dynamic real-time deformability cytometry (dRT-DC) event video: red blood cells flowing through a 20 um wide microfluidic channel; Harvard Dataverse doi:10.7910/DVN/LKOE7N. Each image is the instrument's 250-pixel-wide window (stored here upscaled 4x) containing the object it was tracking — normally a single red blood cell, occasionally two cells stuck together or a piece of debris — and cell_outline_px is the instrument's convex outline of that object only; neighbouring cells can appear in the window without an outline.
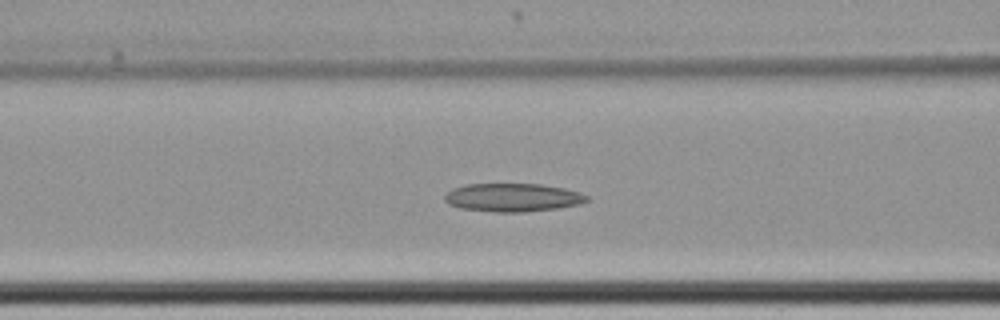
{"species": "common noctule bat (a hibernating species)", "species_latin": "Nyctalus noctula", "temperature_condition": "cold", "stored_images_in_passage": 46, "segment_of_instrument_passage": [1, 2], "camera_frame_rate_fps": 3000, "um_per_image_px": 0.085, "animal": {"sex": "female", "body_mass_g": 22.7, "forearm_length_mm": 54.2}, "frame": {"image": 1, "passage_image": 22, "time_ms": 7.0, "image_size_px": [1000, 320], "cell_outline_px": [[588, 200], [580, 204], [556, 208], [524, 212], [496, 212], [460, 208], [448, 204], [444, 200], [444, 196], [452, 188], [464, 184], [540, 184], [564, 188], [580, 192], [588, 196]], "centroid_in_image_um": [43.56, 16.78], "position_along_channel_um": 123.0, "area_um2": 23.47}}
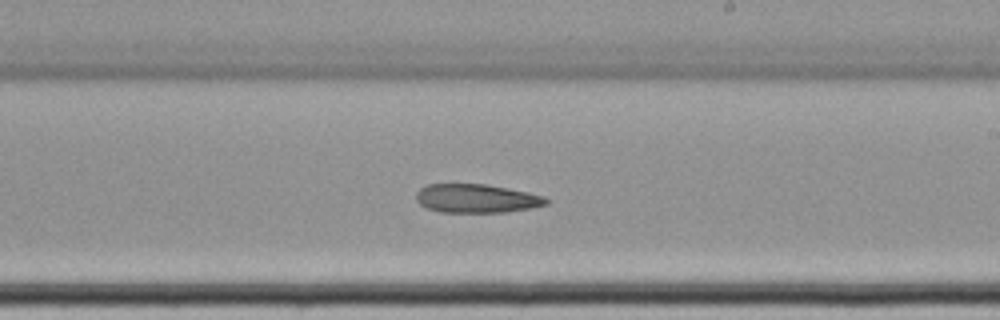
{"frame": {"image": 2, "passage_image": 33, "time_ms": 10.667, "image_size_px": [1000, 320], "cell_outline_px": [[548, 204], [532, 208], [504, 212], [440, 212], [428, 208], [420, 204], [416, 200], [416, 192], [420, 188], [428, 184], [484, 184], [528, 192], [544, 196], [548, 200]], "centroid_in_image_um": [40.5, 16.87], "position_along_channel_um": 248.5, "area_um2": 21.68}}
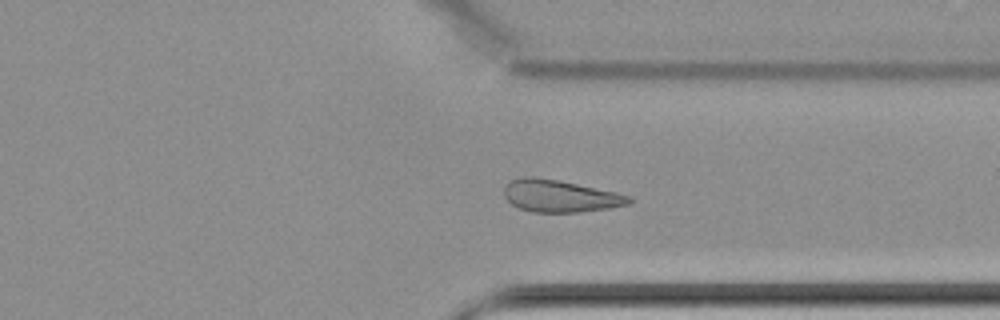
{"frame": {"image": 3, "passage_image": 43, "time_ms": 14.0, "image_size_px": [1000, 320], "cell_outline_px": [[632, 200], [628, 204], [608, 208], [580, 212], [532, 212], [516, 208], [504, 196], [504, 188], [508, 180], [524, 176], [532, 176], [560, 180], [616, 192], [632, 196]], "centroid_in_image_um": [47.56, 16.65], "position_along_channel_um": 363.8, "area_um2": 23.64}}